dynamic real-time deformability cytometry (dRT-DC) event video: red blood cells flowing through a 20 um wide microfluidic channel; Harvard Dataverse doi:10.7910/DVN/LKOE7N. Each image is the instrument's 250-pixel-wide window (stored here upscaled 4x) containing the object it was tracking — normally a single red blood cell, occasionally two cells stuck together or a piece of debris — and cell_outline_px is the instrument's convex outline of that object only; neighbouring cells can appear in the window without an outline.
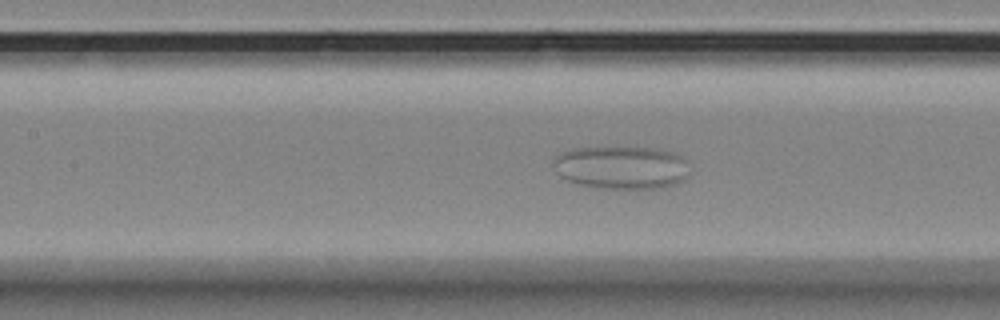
{"species": "Egyptian fruit bat (a non-hibernating species)", "species_latin": "Rousettus aegyptiacus", "temperature_condition": "room temperature", "stored_images_in_passage": 62, "camera_frame_rate_fps": 3000, "um_per_image_px": 0.085, "animal": {"sex": "female"}, "frame": {"image": 1, "passage_image": 27, "time_ms": 8.667, "image_size_px": [1000, 320], "cell_outline_px": [[688, 176], [684, 180], [676, 184], [660, 188], [592, 188], [576, 184], [560, 176], [556, 172], [552, 164], [556, 156], [560, 152], [572, 148], [656, 148], [676, 152], [684, 160]], "centroid_in_image_um": [52.78, 14.24], "position_along_channel_um": 154.6, "area_um2": 34.28}}
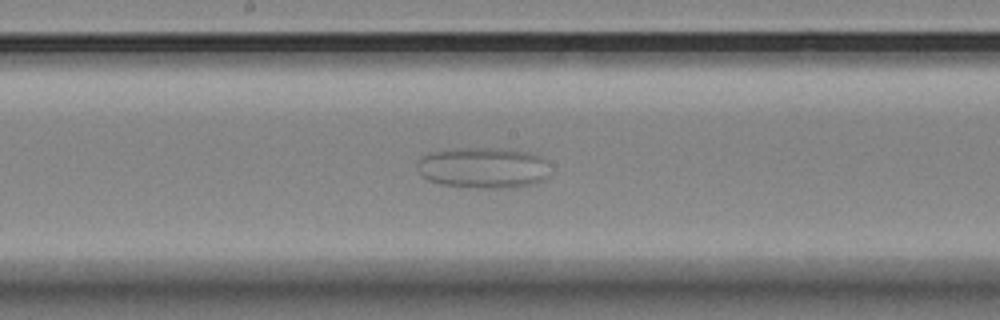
{"frame": {"image": 2, "passage_image": 32, "time_ms": 10.333, "image_size_px": [1000, 320], "cell_outline_px": [[548, 176], [544, 180], [532, 184], [516, 188], [480, 188], [440, 184], [428, 180], [420, 176], [416, 168], [416, 164], [420, 156], [432, 152], [460, 148], [496, 148], [524, 152], [540, 156]], "centroid_in_image_um": [40.97, 14.28], "position_along_channel_um": 207.2, "area_um2": 31.56}}
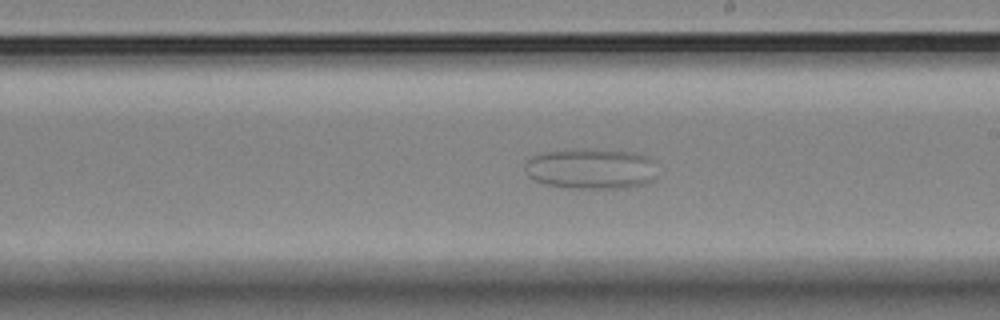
{"frame": {"image": 3, "passage_image": 35, "time_ms": 11.333, "image_size_px": [1000, 320], "cell_outline_px": [[656, 176], [648, 184], [628, 188], [572, 188], [544, 184], [532, 180], [528, 176], [524, 168], [524, 164], [532, 156], [544, 152], [584, 148], [588, 148], [632, 152], [648, 156]], "centroid_in_image_um": [50.2, 14.35], "position_along_channel_um": 238.8, "area_um2": 31.56}}